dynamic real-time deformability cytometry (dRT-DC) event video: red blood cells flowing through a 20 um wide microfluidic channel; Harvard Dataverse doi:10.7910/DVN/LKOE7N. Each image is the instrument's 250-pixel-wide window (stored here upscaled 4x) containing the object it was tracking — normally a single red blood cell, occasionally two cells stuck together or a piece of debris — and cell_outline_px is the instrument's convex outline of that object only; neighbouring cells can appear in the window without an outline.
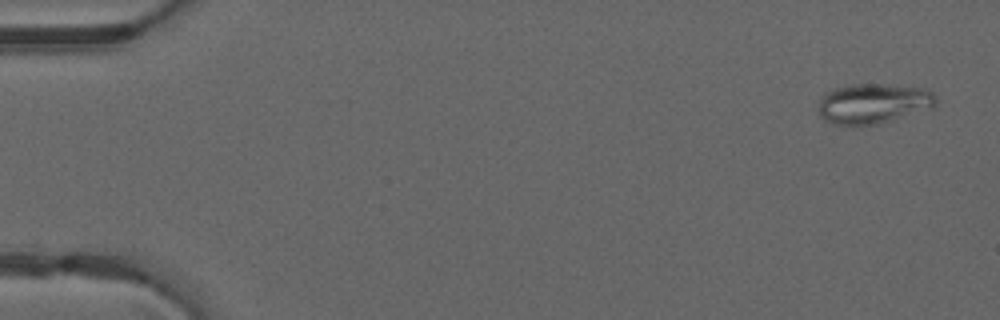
{"species": "common noctule bat (a hibernating species)", "species_latin": "Nyctalus noctula", "temperature_condition": "warm", "stored_images_in_passage": 49, "camera_frame_rate_fps": 3000, "um_per_image_px": 0.085, "animal": {"sex": "male", "forearm_length_mm": 52.5}, "frame": {"image": 1, "passage_image": 2, "time_ms": 0.333, "image_size_px": [1000, 320], "cell_outline_px": [[936, 104], [932, 108], [876, 124], [832, 124], [824, 120], [820, 116], [820, 96], [824, 92], [836, 88], [852, 84], [880, 84], [924, 88], [932, 92], [936, 96]], "centroid_in_image_um": [74.22, 8.78], "position_along_channel_um": 10.8, "area_um2": 27.17}}
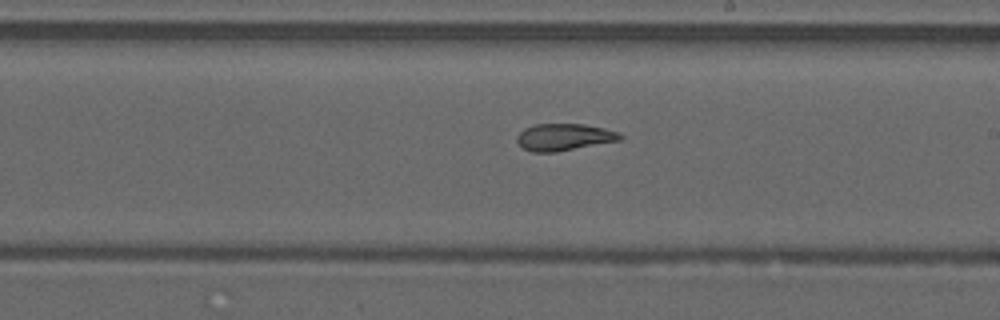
{"frame": {"image": 2, "passage_image": 29, "time_ms": 9.333, "image_size_px": [1000, 320], "cell_outline_px": [[624, 136], [620, 140], [556, 152], [532, 152], [524, 148], [516, 140], [516, 136], [524, 128], [536, 124], [584, 124], [604, 128], [620, 132]], "centroid_in_image_um": [47.96, 11.65], "position_along_channel_um": 241.0, "area_um2": 16.18}}
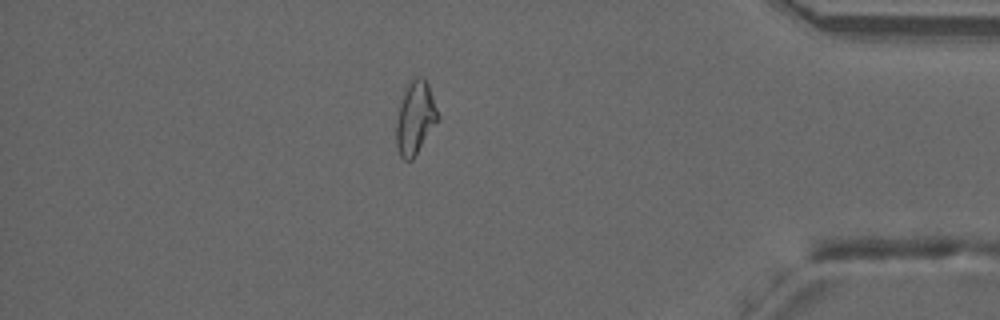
{"frame": {"image": 3, "passage_image": 43, "time_ms": 14.0, "image_size_px": [1000, 320], "cell_outline_px": [[440, 120], [412, 160], [404, 160], [400, 156], [396, 144], [396, 120], [404, 88], [412, 76], [424, 76], [428, 84], [440, 116]], "centroid_in_image_um": [35.31, 9.99], "position_along_channel_um": 399.9, "area_um2": 18.15}, "authors_computed_cell_mechanics": {"area_um2": 18.3804, "velocity_mm_per_s": 4.1515, "shape_relaxation_time_tau1_ms": null, "shape_relaxation_time_tau2_ms": 2.8993, "deformation_change_tau1": null, "deformation_change_tau2": 0.0974}}